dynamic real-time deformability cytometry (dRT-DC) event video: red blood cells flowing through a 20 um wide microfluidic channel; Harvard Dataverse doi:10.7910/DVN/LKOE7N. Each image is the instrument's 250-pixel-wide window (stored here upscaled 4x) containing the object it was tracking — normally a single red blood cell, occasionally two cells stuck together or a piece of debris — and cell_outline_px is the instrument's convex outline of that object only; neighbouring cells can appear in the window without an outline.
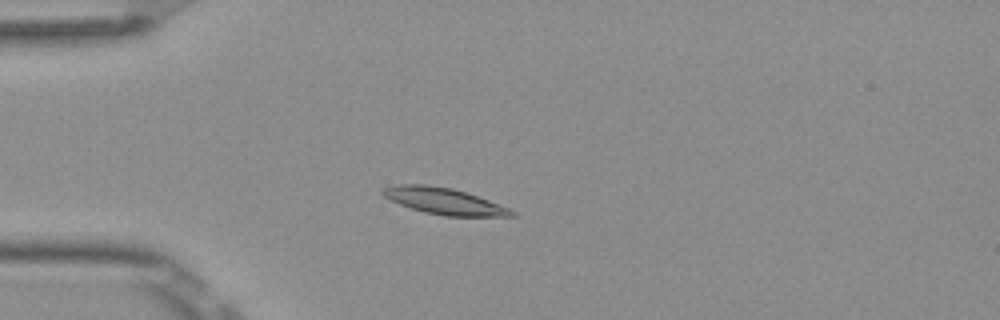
{"species": "Egyptian fruit bat (a non-hibernating species)", "species_latin": "Rousettus aegyptiacus", "temperature_condition": "room temperature", "stored_images_in_passage": 4, "camera_frame_rate_fps": 3000, "um_per_image_px": 0.085, "frame": {"image": 1, "passage_image": 4, "time_ms": 1.0, "image_size_px": [1000, 320], "cell_outline_px": [[516, 216], [444, 216], [424, 212], [400, 204], [384, 196], [380, 192], [384, 188], [396, 184], [424, 184], [452, 188], [488, 200], [508, 208], [516, 212]], "centroid_in_image_um": [37.73, 17.09], "position_along_channel_um": 47.3, "area_um2": 19.54}}